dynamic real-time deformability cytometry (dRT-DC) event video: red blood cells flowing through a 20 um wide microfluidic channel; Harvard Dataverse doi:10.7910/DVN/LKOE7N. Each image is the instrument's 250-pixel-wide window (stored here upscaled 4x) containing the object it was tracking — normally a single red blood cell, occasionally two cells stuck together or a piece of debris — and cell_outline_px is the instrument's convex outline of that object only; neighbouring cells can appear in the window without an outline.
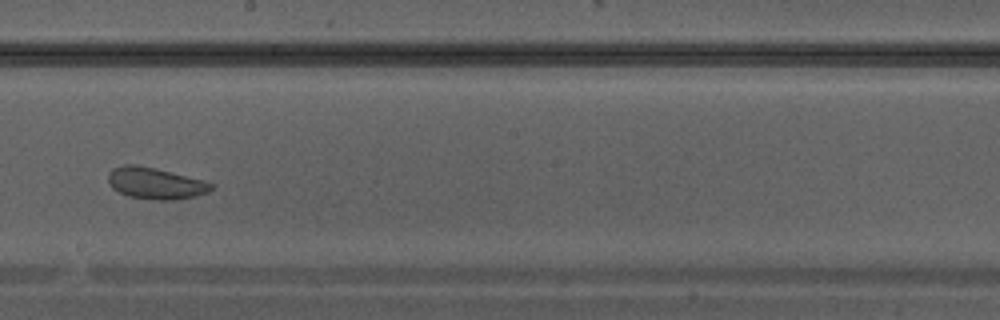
{"species": "Egyptian fruit bat (a non-hibernating species)", "species_latin": "Rousettus aegyptiacus", "temperature_condition": "warm", "stored_images_in_passage": 28, "camera_frame_rate_fps": 3000, "um_per_image_px": 0.085, "animal": {"sex": "male"}, "frame": {"image": 1, "passage_image": 13, "time_ms": 4.0, "image_size_px": [1000, 320], "cell_outline_px": [[216, 184], [208, 192], [192, 196], [172, 200], [152, 200], [128, 196], [112, 188], [108, 180], [108, 172], [112, 168], [124, 164], [136, 164], [156, 168], [204, 180]], "centroid_in_image_um": [13.19, 15.56], "position_along_channel_um": 235.0, "area_um2": 19.02}}